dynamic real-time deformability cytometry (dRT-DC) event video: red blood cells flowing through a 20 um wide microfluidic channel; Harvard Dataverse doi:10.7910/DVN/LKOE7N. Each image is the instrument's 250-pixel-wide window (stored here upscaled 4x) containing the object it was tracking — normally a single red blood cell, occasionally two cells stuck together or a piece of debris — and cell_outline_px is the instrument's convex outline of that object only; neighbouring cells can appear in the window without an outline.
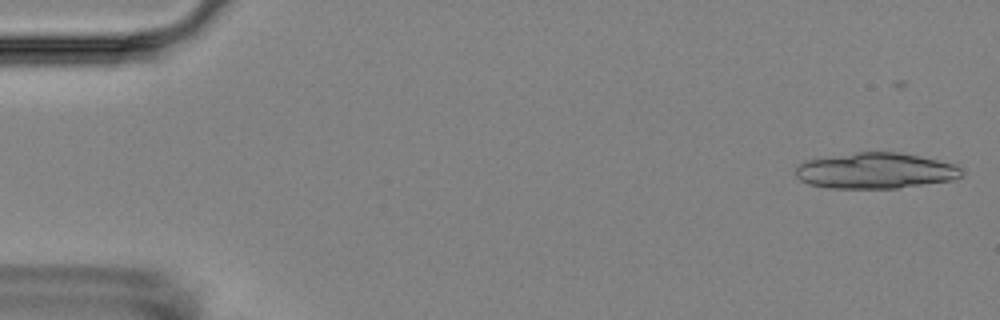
{"species": "Egyptian fruit bat (a non-hibernating species)", "species_latin": "Rousettus aegyptiacus", "temperature_condition": "room temperature", "stored_images_in_passage": 17, "segment_of_instrument_passage": [1, 2], "camera_frame_rate_fps": 3000, "um_per_image_px": 0.085, "animal": {"sex": "female"}, "frame": {"image": 1, "passage_image": 1, "time_ms": 0.0, "image_size_px": [1000, 320], "cell_outline_px": [[964, 172], [960, 176], [952, 180], [896, 188], [828, 188], [808, 184], [800, 180], [796, 176], [796, 168], [804, 160], [856, 152], [896, 152], [920, 156], [952, 164], [960, 168]], "centroid_in_image_um": [74.37, 14.51], "position_along_channel_um": 10.6, "area_um2": 34.45}}